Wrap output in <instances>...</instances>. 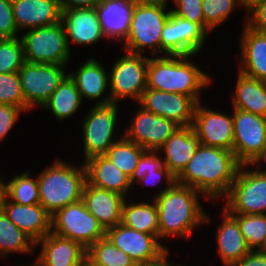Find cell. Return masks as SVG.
<instances>
[{
  "label": "cell",
  "mask_w": 266,
  "mask_h": 266,
  "mask_svg": "<svg viewBox=\"0 0 266 266\" xmlns=\"http://www.w3.org/2000/svg\"><path fill=\"white\" fill-rule=\"evenodd\" d=\"M241 164L233 151L200 144L176 183L200 192L207 200L225 197Z\"/></svg>",
  "instance_id": "obj_1"
},
{
  "label": "cell",
  "mask_w": 266,
  "mask_h": 266,
  "mask_svg": "<svg viewBox=\"0 0 266 266\" xmlns=\"http://www.w3.org/2000/svg\"><path fill=\"white\" fill-rule=\"evenodd\" d=\"M192 187L174 183L154 196L158 209L159 241L173 236L189 239L196 227L210 220L199 203V194ZM199 194V195H198Z\"/></svg>",
  "instance_id": "obj_2"
},
{
  "label": "cell",
  "mask_w": 266,
  "mask_h": 266,
  "mask_svg": "<svg viewBox=\"0 0 266 266\" xmlns=\"http://www.w3.org/2000/svg\"><path fill=\"white\" fill-rule=\"evenodd\" d=\"M193 55L148 57L147 88L192 97L197 103L200 90L209 87L211 78L190 59Z\"/></svg>",
  "instance_id": "obj_3"
},
{
  "label": "cell",
  "mask_w": 266,
  "mask_h": 266,
  "mask_svg": "<svg viewBox=\"0 0 266 266\" xmlns=\"http://www.w3.org/2000/svg\"><path fill=\"white\" fill-rule=\"evenodd\" d=\"M81 164L75 166L57 159L38 174L39 204L51 216L57 210L82 200L87 180L84 163Z\"/></svg>",
  "instance_id": "obj_4"
},
{
  "label": "cell",
  "mask_w": 266,
  "mask_h": 266,
  "mask_svg": "<svg viewBox=\"0 0 266 266\" xmlns=\"http://www.w3.org/2000/svg\"><path fill=\"white\" fill-rule=\"evenodd\" d=\"M168 5L135 3L130 18V30L123 41L124 51L143 54L151 49V54H161V32L172 12ZM157 53V54H156Z\"/></svg>",
  "instance_id": "obj_5"
},
{
  "label": "cell",
  "mask_w": 266,
  "mask_h": 266,
  "mask_svg": "<svg viewBox=\"0 0 266 266\" xmlns=\"http://www.w3.org/2000/svg\"><path fill=\"white\" fill-rule=\"evenodd\" d=\"M254 166L257 169H247ZM230 214H266V171L255 165H241L223 198Z\"/></svg>",
  "instance_id": "obj_6"
},
{
  "label": "cell",
  "mask_w": 266,
  "mask_h": 266,
  "mask_svg": "<svg viewBox=\"0 0 266 266\" xmlns=\"http://www.w3.org/2000/svg\"><path fill=\"white\" fill-rule=\"evenodd\" d=\"M22 35L20 38L26 62L62 66L69 63L70 45L61 21L53 25L29 29Z\"/></svg>",
  "instance_id": "obj_7"
},
{
  "label": "cell",
  "mask_w": 266,
  "mask_h": 266,
  "mask_svg": "<svg viewBox=\"0 0 266 266\" xmlns=\"http://www.w3.org/2000/svg\"><path fill=\"white\" fill-rule=\"evenodd\" d=\"M233 153L241 165H256L266 151V117L233 108Z\"/></svg>",
  "instance_id": "obj_8"
},
{
  "label": "cell",
  "mask_w": 266,
  "mask_h": 266,
  "mask_svg": "<svg viewBox=\"0 0 266 266\" xmlns=\"http://www.w3.org/2000/svg\"><path fill=\"white\" fill-rule=\"evenodd\" d=\"M51 232L80 242L86 249L106 233L82 200L57 210L51 216Z\"/></svg>",
  "instance_id": "obj_9"
},
{
  "label": "cell",
  "mask_w": 266,
  "mask_h": 266,
  "mask_svg": "<svg viewBox=\"0 0 266 266\" xmlns=\"http://www.w3.org/2000/svg\"><path fill=\"white\" fill-rule=\"evenodd\" d=\"M124 52L125 55L114 63L109 72V95L113 103L131 98L138 103L147 88L148 57Z\"/></svg>",
  "instance_id": "obj_10"
},
{
  "label": "cell",
  "mask_w": 266,
  "mask_h": 266,
  "mask_svg": "<svg viewBox=\"0 0 266 266\" xmlns=\"http://www.w3.org/2000/svg\"><path fill=\"white\" fill-rule=\"evenodd\" d=\"M118 109V103L95 104L86 114L82 129L83 161L93 156L104 155L118 141L113 135L118 120Z\"/></svg>",
  "instance_id": "obj_11"
},
{
  "label": "cell",
  "mask_w": 266,
  "mask_h": 266,
  "mask_svg": "<svg viewBox=\"0 0 266 266\" xmlns=\"http://www.w3.org/2000/svg\"><path fill=\"white\" fill-rule=\"evenodd\" d=\"M66 66L25 62L18 71L26 102V112L42 106L68 75Z\"/></svg>",
  "instance_id": "obj_12"
},
{
  "label": "cell",
  "mask_w": 266,
  "mask_h": 266,
  "mask_svg": "<svg viewBox=\"0 0 266 266\" xmlns=\"http://www.w3.org/2000/svg\"><path fill=\"white\" fill-rule=\"evenodd\" d=\"M130 122L123 136L145 150L153 151H158L179 127L172 120L147 111L142 106Z\"/></svg>",
  "instance_id": "obj_13"
},
{
  "label": "cell",
  "mask_w": 266,
  "mask_h": 266,
  "mask_svg": "<svg viewBox=\"0 0 266 266\" xmlns=\"http://www.w3.org/2000/svg\"><path fill=\"white\" fill-rule=\"evenodd\" d=\"M197 103L192 127L200 143L233 151V116Z\"/></svg>",
  "instance_id": "obj_14"
},
{
  "label": "cell",
  "mask_w": 266,
  "mask_h": 266,
  "mask_svg": "<svg viewBox=\"0 0 266 266\" xmlns=\"http://www.w3.org/2000/svg\"><path fill=\"white\" fill-rule=\"evenodd\" d=\"M137 104L179 126H192L197 102L184 94L146 88Z\"/></svg>",
  "instance_id": "obj_15"
},
{
  "label": "cell",
  "mask_w": 266,
  "mask_h": 266,
  "mask_svg": "<svg viewBox=\"0 0 266 266\" xmlns=\"http://www.w3.org/2000/svg\"><path fill=\"white\" fill-rule=\"evenodd\" d=\"M105 236L136 264L156 258L167 248L156 236L128 228L122 223L107 229Z\"/></svg>",
  "instance_id": "obj_16"
},
{
  "label": "cell",
  "mask_w": 266,
  "mask_h": 266,
  "mask_svg": "<svg viewBox=\"0 0 266 266\" xmlns=\"http://www.w3.org/2000/svg\"><path fill=\"white\" fill-rule=\"evenodd\" d=\"M61 23L69 40L80 45H94L105 36L102 32L97 7L73 8L61 11Z\"/></svg>",
  "instance_id": "obj_17"
},
{
  "label": "cell",
  "mask_w": 266,
  "mask_h": 266,
  "mask_svg": "<svg viewBox=\"0 0 266 266\" xmlns=\"http://www.w3.org/2000/svg\"><path fill=\"white\" fill-rule=\"evenodd\" d=\"M41 246L36 260L42 266H83L87 249L80 243L50 232L37 241Z\"/></svg>",
  "instance_id": "obj_18"
},
{
  "label": "cell",
  "mask_w": 266,
  "mask_h": 266,
  "mask_svg": "<svg viewBox=\"0 0 266 266\" xmlns=\"http://www.w3.org/2000/svg\"><path fill=\"white\" fill-rule=\"evenodd\" d=\"M2 211L35 243L51 232V215L40 205H22L6 197Z\"/></svg>",
  "instance_id": "obj_19"
},
{
  "label": "cell",
  "mask_w": 266,
  "mask_h": 266,
  "mask_svg": "<svg viewBox=\"0 0 266 266\" xmlns=\"http://www.w3.org/2000/svg\"><path fill=\"white\" fill-rule=\"evenodd\" d=\"M240 36L239 72L266 82V32L252 29L246 24Z\"/></svg>",
  "instance_id": "obj_20"
},
{
  "label": "cell",
  "mask_w": 266,
  "mask_h": 266,
  "mask_svg": "<svg viewBox=\"0 0 266 266\" xmlns=\"http://www.w3.org/2000/svg\"><path fill=\"white\" fill-rule=\"evenodd\" d=\"M18 32L53 25L61 20L59 0H11Z\"/></svg>",
  "instance_id": "obj_21"
},
{
  "label": "cell",
  "mask_w": 266,
  "mask_h": 266,
  "mask_svg": "<svg viewBox=\"0 0 266 266\" xmlns=\"http://www.w3.org/2000/svg\"><path fill=\"white\" fill-rule=\"evenodd\" d=\"M126 198L116 192L84 185L82 201L87 210L93 214L106 231L121 223L122 205Z\"/></svg>",
  "instance_id": "obj_22"
},
{
  "label": "cell",
  "mask_w": 266,
  "mask_h": 266,
  "mask_svg": "<svg viewBox=\"0 0 266 266\" xmlns=\"http://www.w3.org/2000/svg\"><path fill=\"white\" fill-rule=\"evenodd\" d=\"M104 67L95 58H89L75 72L68 73L79 90L82 100L84 98L94 100V102L96 100L97 105L111 103L109 94L102 97L107 91L106 88H110L108 87L110 86L109 74H107Z\"/></svg>",
  "instance_id": "obj_23"
},
{
  "label": "cell",
  "mask_w": 266,
  "mask_h": 266,
  "mask_svg": "<svg viewBox=\"0 0 266 266\" xmlns=\"http://www.w3.org/2000/svg\"><path fill=\"white\" fill-rule=\"evenodd\" d=\"M200 144L192 126H179L158 151H164L163 165L177 177Z\"/></svg>",
  "instance_id": "obj_24"
},
{
  "label": "cell",
  "mask_w": 266,
  "mask_h": 266,
  "mask_svg": "<svg viewBox=\"0 0 266 266\" xmlns=\"http://www.w3.org/2000/svg\"><path fill=\"white\" fill-rule=\"evenodd\" d=\"M83 163L88 184L128 197L129 190L133 188L130 179L105 155L90 157Z\"/></svg>",
  "instance_id": "obj_25"
},
{
  "label": "cell",
  "mask_w": 266,
  "mask_h": 266,
  "mask_svg": "<svg viewBox=\"0 0 266 266\" xmlns=\"http://www.w3.org/2000/svg\"><path fill=\"white\" fill-rule=\"evenodd\" d=\"M134 5L132 0H102L99 3L97 10L105 39H126Z\"/></svg>",
  "instance_id": "obj_26"
},
{
  "label": "cell",
  "mask_w": 266,
  "mask_h": 266,
  "mask_svg": "<svg viewBox=\"0 0 266 266\" xmlns=\"http://www.w3.org/2000/svg\"><path fill=\"white\" fill-rule=\"evenodd\" d=\"M217 230V248L223 266L239 261L251 249L248 247L238 225V220L225 208Z\"/></svg>",
  "instance_id": "obj_27"
},
{
  "label": "cell",
  "mask_w": 266,
  "mask_h": 266,
  "mask_svg": "<svg viewBox=\"0 0 266 266\" xmlns=\"http://www.w3.org/2000/svg\"><path fill=\"white\" fill-rule=\"evenodd\" d=\"M233 108L266 117V82L250 78L238 71Z\"/></svg>",
  "instance_id": "obj_28"
},
{
  "label": "cell",
  "mask_w": 266,
  "mask_h": 266,
  "mask_svg": "<svg viewBox=\"0 0 266 266\" xmlns=\"http://www.w3.org/2000/svg\"><path fill=\"white\" fill-rule=\"evenodd\" d=\"M152 201L130 203L126 198L122 205L121 223L128 228L154 235L159 239L158 209L154 200Z\"/></svg>",
  "instance_id": "obj_29"
},
{
  "label": "cell",
  "mask_w": 266,
  "mask_h": 266,
  "mask_svg": "<svg viewBox=\"0 0 266 266\" xmlns=\"http://www.w3.org/2000/svg\"><path fill=\"white\" fill-rule=\"evenodd\" d=\"M82 102L79 90L71 77L67 75L42 109L51 111L55 118L62 121L75 115Z\"/></svg>",
  "instance_id": "obj_30"
},
{
  "label": "cell",
  "mask_w": 266,
  "mask_h": 266,
  "mask_svg": "<svg viewBox=\"0 0 266 266\" xmlns=\"http://www.w3.org/2000/svg\"><path fill=\"white\" fill-rule=\"evenodd\" d=\"M35 242L13 224L4 212L0 211V256L5 258L12 253H33Z\"/></svg>",
  "instance_id": "obj_31"
},
{
  "label": "cell",
  "mask_w": 266,
  "mask_h": 266,
  "mask_svg": "<svg viewBox=\"0 0 266 266\" xmlns=\"http://www.w3.org/2000/svg\"><path fill=\"white\" fill-rule=\"evenodd\" d=\"M145 151L143 147L126 139L122 134L121 138L104 155L131 179L139 159Z\"/></svg>",
  "instance_id": "obj_32"
},
{
  "label": "cell",
  "mask_w": 266,
  "mask_h": 266,
  "mask_svg": "<svg viewBox=\"0 0 266 266\" xmlns=\"http://www.w3.org/2000/svg\"><path fill=\"white\" fill-rule=\"evenodd\" d=\"M86 258L96 266H135L136 263L105 236L87 248Z\"/></svg>",
  "instance_id": "obj_33"
},
{
  "label": "cell",
  "mask_w": 266,
  "mask_h": 266,
  "mask_svg": "<svg viewBox=\"0 0 266 266\" xmlns=\"http://www.w3.org/2000/svg\"><path fill=\"white\" fill-rule=\"evenodd\" d=\"M6 197L22 205L39 204L38 179H33L28 170L14 175L6 183Z\"/></svg>",
  "instance_id": "obj_34"
},
{
  "label": "cell",
  "mask_w": 266,
  "mask_h": 266,
  "mask_svg": "<svg viewBox=\"0 0 266 266\" xmlns=\"http://www.w3.org/2000/svg\"><path fill=\"white\" fill-rule=\"evenodd\" d=\"M178 55L199 54L205 44L207 32L197 23L177 16Z\"/></svg>",
  "instance_id": "obj_35"
},
{
  "label": "cell",
  "mask_w": 266,
  "mask_h": 266,
  "mask_svg": "<svg viewBox=\"0 0 266 266\" xmlns=\"http://www.w3.org/2000/svg\"><path fill=\"white\" fill-rule=\"evenodd\" d=\"M251 250H261L266 243V214H232Z\"/></svg>",
  "instance_id": "obj_36"
},
{
  "label": "cell",
  "mask_w": 266,
  "mask_h": 266,
  "mask_svg": "<svg viewBox=\"0 0 266 266\" xmlns=\"http://www.w3.org/2000/svg\"><path fill=\"white\" fill-rule=\"evenodd\" d=\"M235 6L243 7L240 0H203L204 30L207 33L215 30L230 17Z\"/></svg>",
  "instance_id": "obj_37"
},
{
  "label": "cell",
  "mask_w": 266,
  "mask_h": 266,
  "mask_svg": "<svg viewBox=\"0 0 266 266\" xmlns=\"http://www.w3.org/2000/svg\"><path fill=\"white\" fill-rule=\"evenodd\" d=\"M25 62L24 47L20 38L0 39V73L18 72Z\"/></svg>",
  "instance_id": "obj_38"
},
{
  "label": "cell",
  "mask_w": 266,
  "mask_h": 266,
  "mask_svg": "<svg viewBox=\"0 0 266 266\" xmlns=\"http://www.w3.org/2000/svg\"><path fill=\"white\" fill-rule=\"evenodd\" d=\"M0 104L19 107L26 112V102L18 72L0 73Z\"/></svg>",
  "instance_id": "obj_39"
},
{
  "label": "cell",
  "mask_w": 266,
  "mask_h": 266,
  "mask_svg": "<svg viewBox=\"0 0 266 266\" xmlns=\"http://www.w3.org/2000/svg\"><path fill=\"white\" fill-rule=\"evenodd\" d=\"M176 8L172 12L185 20L199 24L204 29V16L202 12L203 0H172Z\"/></svg>",
  "instance_id": "obj_40"
},
{
  "label": "cell",
  "mask_w": 266,
  "mask_h": 266,
  "mask_svg": "<svg viewBox=\"0 0 266 266\" xmlns=\"http://www.w3.org/2000/svg\"><path fill=\"white\" fill-rule=\"evenodd\" d=\"M161 33V56L178 55L177 16L173 12Z\"/></svg>",
  "instance_id": "obj_41"
},
{
  "label": "cell",
  "mask_w": 266,
  "mask_h": 266,
  "mask_svg": "<svg viewBox=\"0 0 266 266\" xmlns=\"http://www.w3.org/2000/svg\"><path fill=\"white\" fill-rule=\"evenodd\" d=\"M159 151L146 150L139 159L138 165L130 179V184L133 187L135 181L138 183L150 170H158L162 165V157L159 156Z\"/></svg>",
  "instance_id": "obj_42"
},
{
  "label": "cell",
  "mask_w": 266,
  "mask_h": 266,
  "mask_svg": "<svg viewBox=\"0 0 266 266\" xmlns=\"http://www.w3.org/2000/svg\"><path fill=\"white\" fill-rule=\"evenodd\" d=\"M18 36L14 21L11 0H0V38H15Z\"/></svg>",
  "instance_id": "obj_43"
},
{
  "label": "cell",
  "mask_w": 266,
  "mask_h": 266,
  "mask_svg": "<svg viewBox=\"0 0 266 266\" xmlns=\"http://www.w3.org/2000/svg\"><path fill=\"white\" fill-rule=\"evenodd\" d=\"M246 12V24L256 31L266 32V0L256 2Z\"/></svg>",
  "instance_id": "obj_44"
},
{
  "label": "cell",
  "mask_w": 266,
  "mask_h": 266,
  "mask_svg": "<svg viewBox=\"0 0 266 266\" xmlns=\"http://www.w3.org/2000/svg\"><path fill=\"white\" fill-rule=\"evenodd\" d=\"M22 112L19 107L0 104V142L10 133Z\"/></svg>",
  "instance_id": "obj_45"
},
{
  "label": "cell",
  "mask_w": 266,
  "mask_h": 266,
  "mask_svg": "<svg viewBox=\"0 0 266 266\" xmlns=\"http://www.w3.org/2000/svg\"><path fill=\"white\" fill-rule=\"evenodd\" d=\"M165 179L167 185H173L176 182V177L167 169L166 166L162 165L158 170L147 171L145 176L138 182V184H144L142 187H149L157 185L162 179Z\"/></svg>",
  "instance_id": "obj_46"
},
{
  "label": "cell",
  "mask_w": 266,
  "mask_h": 266,
  "mask_svg": "<svg viewBox=\"0 0 266 266\" xmlns=\"http://www.w3.org/2000/svg\"><path fill=\"white\" fill-rule=\"evenodd\" d=\"M229 266H266V254L261 250H251L242 259Z\"/></svg>",
  "instance_id": "obj_47"
},
{
  "label": "cell",
  "mask_w": 266,
  "mask_h": 266,
  "mask_svg": "<svg viewBox=\"0 0 266 266\" xmlns=\"http://www.w3.org/2000/svg\"><path fill=\"white\" fill-rule=\"evenodd\" d=\"M102 0H59L61 11L73 8L97 7Z\"/></svg>",
  "instance_id": "obj_48"
},
{
  "label": "cell",
  "mask_w": 266,
  "mask_h": 266,
  "mask_svg": "<svg viewBox=\"0 0 266 266\" xmlns=\"http://www.w3.org/2000/svg\"><path fill=\"white\" fill-rule=\"evenodd\" d=\"M169 249L166 248L161 254L152 260L137 263L135 266H179L169 261Z\"/></svg>",
  "instance_id": "obj_49"
},
{
  "label": "cell",
  "mask_w": 266,
  "mask_h": 266,
  "mask_svg": "<svg viewBox=\"0 0 266 266\" xmlns=\"http://www.w3.org/2000/svg\"><path fill=\"white\" fill-rule=\"evenodd\" d=\"M6 199V183L0 177V211L2 210L3 203Z\"/></svg>",
  "instance_id": "obj_50"
},
{
  "label": "cell",
  "mask_w": 266,
  "mask_h": 266,
  "mask_svg": "<svg viewBox=\"0 0 266 266\" xmlns=\"http://www.w3.org/2000/svg\"><path fill=\"white\" fill-rule=\"evenodd\" d=\"M134 3H151V4H162L168 5L170 0H132Z\"/></svg>",
  "instance_id": "obj_51"
},
{
  "label": "cell",
  "mask_w": 266,
  "mask_h": 266,
  "mask_svg": "<svg viewBox=\"0 0 266 266\" xmlns=\"http://www.w3.org/2000/svg\"><path fill=\"white\" fill-rule=\"evenodd\" d=\"M240 1L243 5V8L248 10L253 4H255L256 2L261 1V0H240Z\"/></svg>",
  "instance_id": "obj_52"
},
{
  "label": "cell",
  "mask_w": 266,
  "mask_h": 266,
  "mask_svg": "<svg viewBox=\"0 0 266 266\" xmlns=\"http://www.w3.org/2000/svg\"><path fill=\"white\" fill-rule=\"evenodd\" d=\"M264 162L266 163V151L264 156L262 157V159L256 164V166H262V164H264ZM262 163V164H261ZM266 171V170H265Z\"/></svg>",
  "instance_id": "obj_53"
},
{
  "label": "cell",
  "mask_w": 266,
  "mask_h": 266,
  "mask_svg": "<svg viewBox=\"0 0 266 266\" xmlns=\"http://www.w3.org/2000/svg\"><path fill=\"white\" fill-rule=\"evenodd\" d=\"M83 266H96V265L92 264V263L86 258L85 261H84Z\"/></svg>",
  "instance_id": "obj_54"
},
{
  "label": "cell",
  "mask_w": 266,
  "mask_h": 266,
  "mask_svg": "<svg viewBox=\"0 0 266 266\" xmlns=\"http://www.w3.org/2000/svg\"><path fill=\"white\" fill-rule=\"evenodd\" d=\"M17 266H20V265H17ZM26 266H42V265L36 260L34 263H32V265L30 264V265H26Z\"/></svg>",
  "instance_id": "obj_55"
},
{
  "label": "cell",
  "mask_w": 266,
  "mask_h": 266,
  "mask_svg": "<svg viewBox=\"0 0 266 266\" xmlns=\"http://www.w3.org/2000/svg\"><path fill=\"white\" fill-rule=\"evenodd\" d=\"M261 251H262L263 253L266 254V243H265V245L262 247Z\"/></svg>",
  "instance_id": "obj_56"
}]
</instances>
